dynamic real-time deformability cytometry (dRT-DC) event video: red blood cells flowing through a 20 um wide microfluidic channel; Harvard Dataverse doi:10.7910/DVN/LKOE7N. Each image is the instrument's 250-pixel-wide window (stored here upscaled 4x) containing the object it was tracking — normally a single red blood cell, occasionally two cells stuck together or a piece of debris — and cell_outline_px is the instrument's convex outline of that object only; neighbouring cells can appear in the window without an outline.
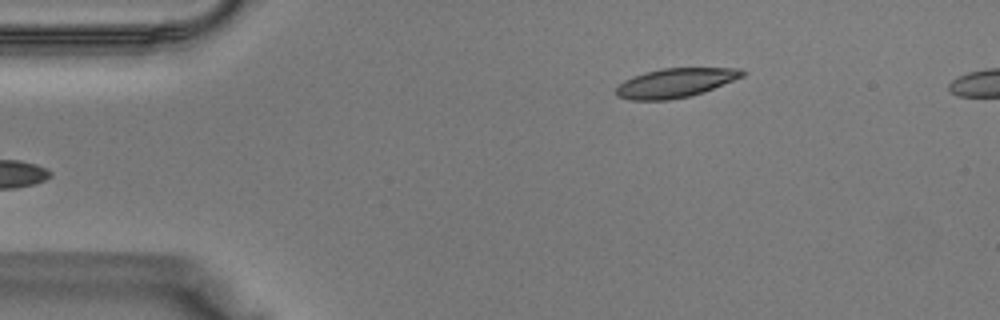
{"species": "Egyptian fruit bat (a non-hibernating species)", "species_latin": "Rousettus aegyptiacus", "temperature_condition": "warm", "stored_images_in_passage": 33, "camera_frame_rate_fps": 3000, "um_per_image_px": 0.085, "animal": {"sex": "male"}, "frame": {"image": 1, "passage_image": 1, "time_ms": 0.0, "image_size_px": [1000, 320], "cell_outline_px": [[748, 72], [744, 76], [704, 92], [688, 96], [668, 100], [632, 100], [616, 96], [616, 88], [624, 80], [632, 76], [644, 72], [660, 68], [740, 68]], "centroid_in_image_um": [57.41, 7.03], "position_along_channel_um": 27.6, "area_um2": 21.56}}
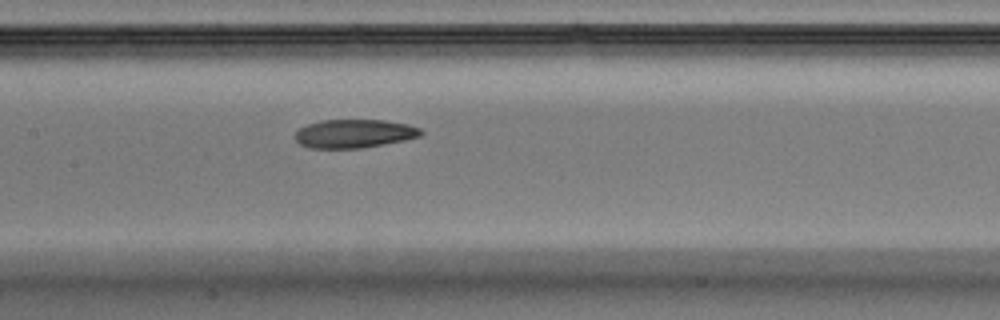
{"frame": {"image": 2, "passage_image": 13, "time_ms": 4.0, "image_size_px": [1000, 320], "cell_outline_px": [[424, 132], [420, 136], [404, 140], [360, 148], [308, 148], [300, 144], [292, 136], [300, 128], [308, 124], [320, 120], [384, 120], [408, 124], [420, 128]], "centroid_in_image_um": [30.08, 11.35], "position_along_channel_um": 177.3, "area_um2": 20.92}}
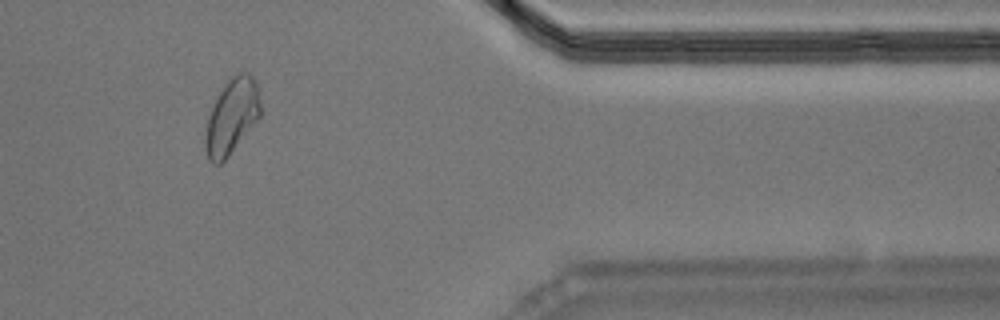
{"frame": {"image": 3, "passage_image": 27, "time_ms": 8.667, "image_size_px": [1000, 320], "cell_outline_px": [[260, 116], [228, 156], [220, 164], [212, 164], [208, 160], [204, 148], [204, 140], [208, 116], [224, 84], [232, 76], [240, 72], [248, 72], [256, 80], [260, 104]], "centroid_in_image_um": [19.68, 9.91], "position_along_channel_um": 391.7, "area_um2": 23.93}}